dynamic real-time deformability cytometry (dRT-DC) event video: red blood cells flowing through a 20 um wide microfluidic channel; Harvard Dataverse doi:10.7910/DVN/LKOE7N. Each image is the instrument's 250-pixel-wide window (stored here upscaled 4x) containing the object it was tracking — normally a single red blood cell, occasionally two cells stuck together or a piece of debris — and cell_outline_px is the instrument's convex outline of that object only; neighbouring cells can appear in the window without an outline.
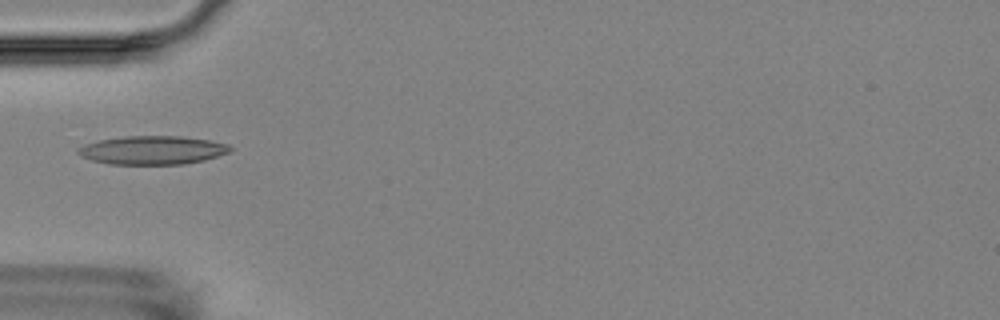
{"species": "Egyptian fruit bat (a non-hibernating species)", "species_latin": "Rousettus aegyptiacus", "temperature_condition": "room temperature", "stored_images_in_passage": 6, "camera_frame_rate_fps": 3000, "um_per_image_px": 0.085, "animal": {"sex": "female"}, "frame": {"image": 1, "passage_image": 1, "time_ms": 0.0, "image_size_px": [1000, 320], "cell_outline_px": [[232, 152], [204, 160], [184, 164], [108, 164], [92, 160], [80, 156], [76, 152], [84, 144], [100, 140], [124, 136], [180, 136], [208, 140], [228, 144], [232, 148]], "centroid_in_image_um": [12.97, 12.76], "position_along_channel_um": 72.0, "area_um2": 25.32}}
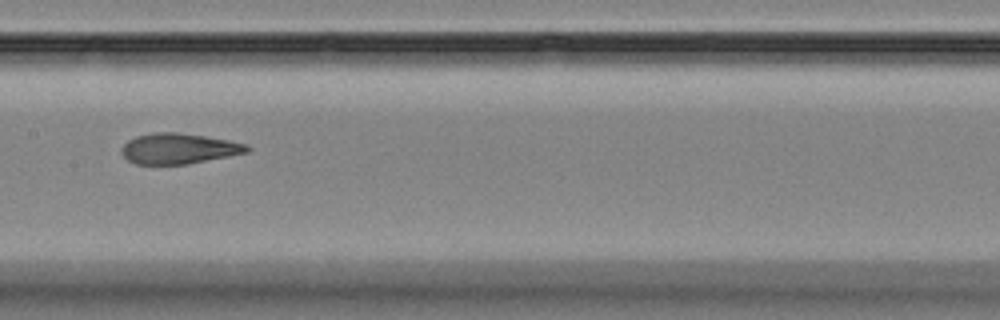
{"frame": {"image": 2, "passage_image": 4, "time_ms": 3.333, "image_size_px": [1000, 320], "cell_outline_px": [[252, 148], [248, 152], [188, 164], [136, 164], [128, 160], [120, 152], [120, 148], [128, 140], [136, 136], [152, 132], [176, 132], [204, 136], [228, 140], [244, 144]], "centroid_in_image_um": [15.15, 12.63], "position_along_channel_um": 192.2, "area_um2": 22.25}}
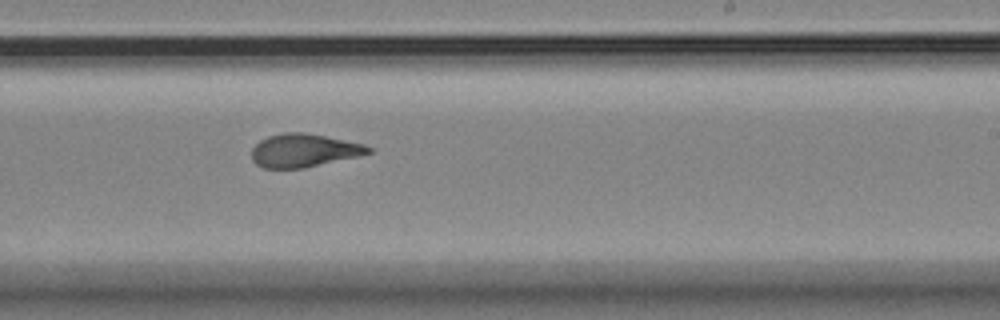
{"frame": {"image": 3, "passage_image": 6, "time_ms": 5.333, "image_size_px": [1000, 320], "cell_outline_px": [[372, 152], [356, 156], [304, 168], [264, 168], [256, 164], [252, 160], [252, 148], [260, 140], [268, 136], [284, 132], [304, 132], [364, 144], [372, 148]], "centroid_in_image_um": [25.79, 12.78], "position_along_channel_um": 263.2, "area_um2": 22.37}}